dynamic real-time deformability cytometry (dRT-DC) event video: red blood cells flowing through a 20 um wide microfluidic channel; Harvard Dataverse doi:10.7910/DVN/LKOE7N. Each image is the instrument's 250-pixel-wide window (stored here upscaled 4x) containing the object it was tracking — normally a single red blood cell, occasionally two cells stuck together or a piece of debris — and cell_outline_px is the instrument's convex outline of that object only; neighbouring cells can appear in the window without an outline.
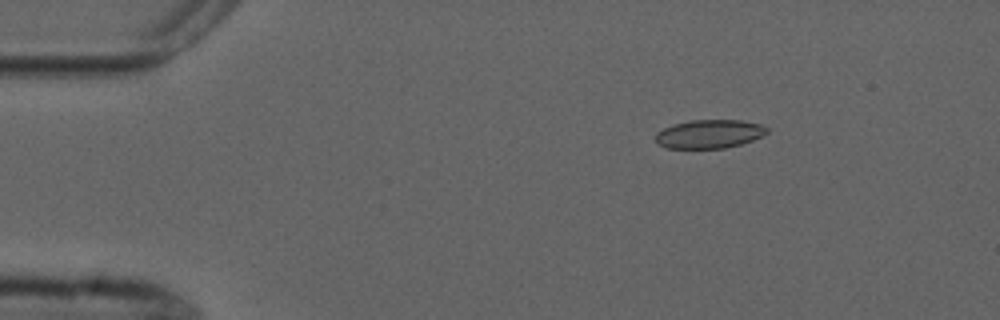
{"species": "common noctule bat (a hibernating species)", "species_latin": "Nyctalus noctula", "temperature_condition": "cold", "stored_images_in_passage": 6, "camera_frame_rate_fps": 3000, "um_per_image_px": 0.085, "animal": {"sex": "male", "forearm_length_mm": 52.5}, "frame": {"image": 1, "passage_image": 3, "time_ms": 2.333, "image_size_px": [1000, 320], "cell_outline_px": [[768, 132], [752, 140], [740, 144], [724, 148], [668, 148], [656, 144], [656, 132], [672, 124], [692, 120], [740, 120], [760, 124], [768, 128]], "centroid_in_image_um": [60.26, 11.38], "position_along_channel_um": 24.7, "area_um2": 18.5}}
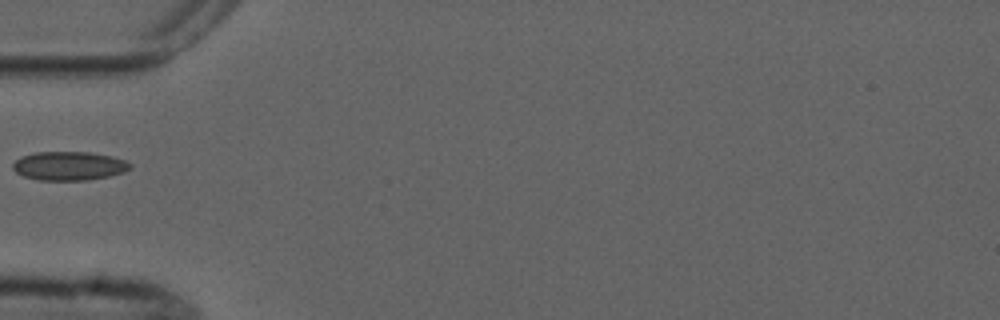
{"frame": {"image": 2, "passage_image": 6, "time_ms": 5.667, "image_size_px": [1000, 320], "cell_outline_px": [[132, 168], [124, 172], [108, 176], [88, 180], [40, 180], [24, 176], [16, 172], [12, 168], [12, 164], [20, 156], [36, 152], [88, 152], [112, 156], [124, 160], [132, 164]], "centroid_in_image_um": [5.87, 14.1], "position_along_channel_um": 79.1, "area_um2": 19.71}}